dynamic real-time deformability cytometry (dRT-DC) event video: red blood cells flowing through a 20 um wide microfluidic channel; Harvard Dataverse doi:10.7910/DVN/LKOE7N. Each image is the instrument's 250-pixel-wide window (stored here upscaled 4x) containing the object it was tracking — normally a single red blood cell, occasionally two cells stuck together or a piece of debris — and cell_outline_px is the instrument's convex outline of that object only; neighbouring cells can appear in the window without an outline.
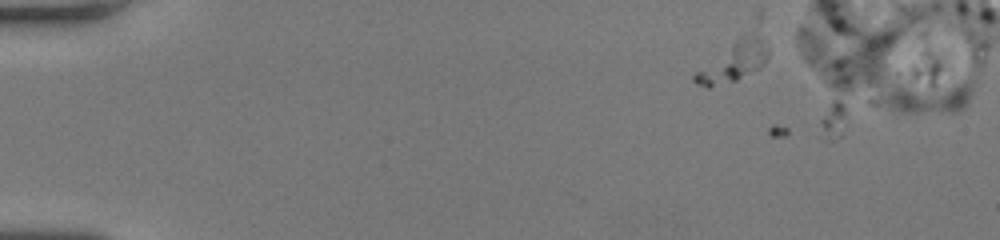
{"species": "human", "species_latin": "Homo sapiens", "temperature_condition": "room temperature", "stored_images_in_passage": 4, "camera_frame_rate_fps": 3000, "um_per_image_px": 0.085, "donor": {"sex": "female"}, "frame": {"image": 1, "passage_image": 2, "time_ms": 0.333, "image_size_px": [1000, 240], "cell_outline_px": [[768, 56], [764, 64], [760, 68], [736, 80], [708, 88], [696, 84], [692, 80], [692, 76], [696, 72], [740, 36], [752, 32], [760, 40], [768, 52]], "centroid_in_image_um": [62.31, 5.29], "position_along_channel_um": 22.7, "area_um2": 16.3}}